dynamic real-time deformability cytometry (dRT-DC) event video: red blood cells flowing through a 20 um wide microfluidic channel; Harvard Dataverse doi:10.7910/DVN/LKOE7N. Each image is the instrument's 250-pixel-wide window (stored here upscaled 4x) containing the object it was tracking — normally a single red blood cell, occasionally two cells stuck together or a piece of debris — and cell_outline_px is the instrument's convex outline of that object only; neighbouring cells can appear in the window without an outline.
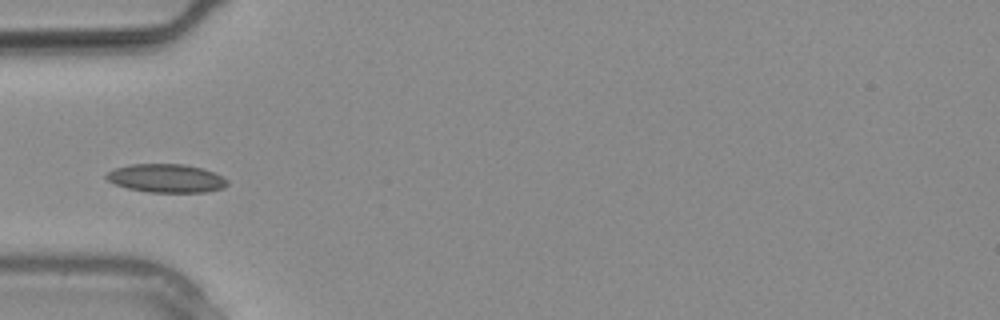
{"species": "common noctule bat (a hibernating species)", "species_latin": "Nyctalus noctula", "temperature_condition": "warm", "stored_images_in_passage": 10, "camera_frame_rate_fps": 3000, "um_per_image_px": 0.085, "animal": {"sex": "male", "body_mass_g": 20.4}, "frame": {"image": 1, "passage_image": 5, "time_ms": 1.333, "image_size_px": [1000, 320], "cell_outline_px": [[228, 184], [224, 188], [204, 192], [148, 192], [128, 188], [116, 184], [108, 180], [104, 176], [108, 172], [116, 168], [128, 164], [184, 164], [204, 168], [224, 176], [228, 180]], "centroid_in_image_um": [14.18, 15.14], "position_along_channel_um": 70.8, "area_um2": 20.17}}